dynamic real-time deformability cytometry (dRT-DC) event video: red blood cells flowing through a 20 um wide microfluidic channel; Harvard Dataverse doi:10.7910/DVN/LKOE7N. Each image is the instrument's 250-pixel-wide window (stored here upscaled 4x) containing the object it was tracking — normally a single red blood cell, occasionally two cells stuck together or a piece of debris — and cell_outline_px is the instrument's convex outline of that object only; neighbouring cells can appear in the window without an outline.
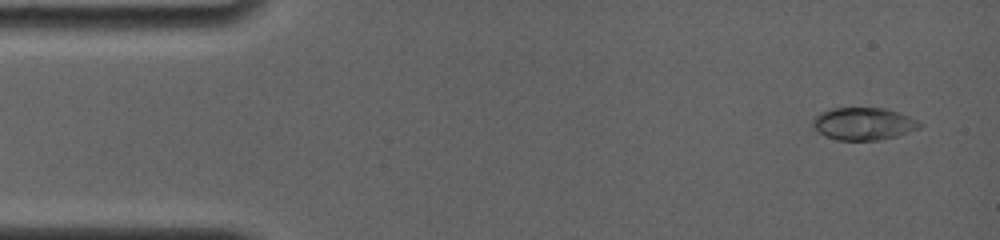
{"species": "common noctule bat (a hibernating species)", "species_latin": "Nyctalus noctula", "temperature_condition": "room temperature", "stored_images_in_passage": 24, "camera_frame_rate_fps": 4000, "um_per_image_px": 0.085, "animal": {"sex": "female", "body_mass_g": 19.0, "forearm_length_mm": 56.7}, "frame": {"image": 1, "passage_image": 1, "time_ms": 0.0, "image_size_px": [1000, 240], "cell_outline_px": [[924, 124], [920, 128], [896, 136], [876, 140], [840, 140], [824, 136], [812, 124], [812, 120], [816, 116], [824, 112], [836, 108], [880, 108], [896, 112], [908, 116]], "centroid_in_image_um": [73.42, 10.53], "position_along_channel_um": 11.6, "area_um2": 19.77}}
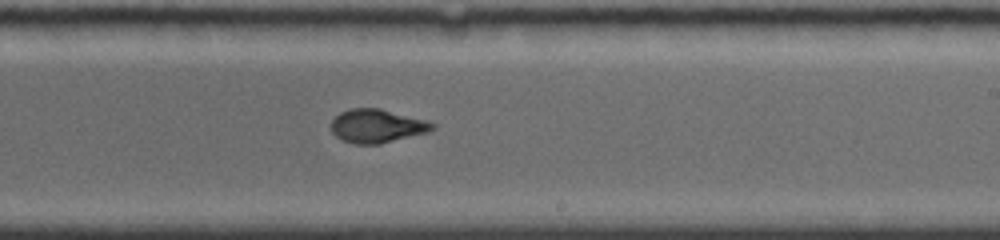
{"frame": {"image": 2, "passage_image": 10, "time_ms": 9.0, "image_size_px": [1000, 240], "cell_outline_px": [[436, 128], [428, 132], [380, 144], [356, 144], [344, 140], [336, 136], [332, 132], [332, 120], [340, 112], [352, 108], [380, 108], [424, 120], [436, 124]], "centroid_in_image_um": [32.05, 10.71], "position_along_channel_um": 257.0, "area_um2": 19.59}}
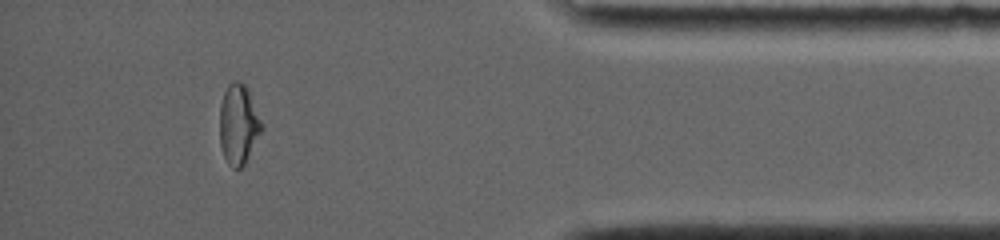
{"frame": {"image": 3, "passage_image": 20, "time_ms": 13.75, "image_size_px": [1000, 240], "cell_outline_px": [[264, 128], [244, 164], [240, 168], [232, 168], [228, 164], [224, 156], [220, 144], [220, 104], [224, 92], [228, 84], [232, 80], [236, 80], [244, 84], [264, 124]], "centroid_in_image_um": [20.27, 10.57], "position_along_channel_um": 414.9, "area_um2": 19.54}}